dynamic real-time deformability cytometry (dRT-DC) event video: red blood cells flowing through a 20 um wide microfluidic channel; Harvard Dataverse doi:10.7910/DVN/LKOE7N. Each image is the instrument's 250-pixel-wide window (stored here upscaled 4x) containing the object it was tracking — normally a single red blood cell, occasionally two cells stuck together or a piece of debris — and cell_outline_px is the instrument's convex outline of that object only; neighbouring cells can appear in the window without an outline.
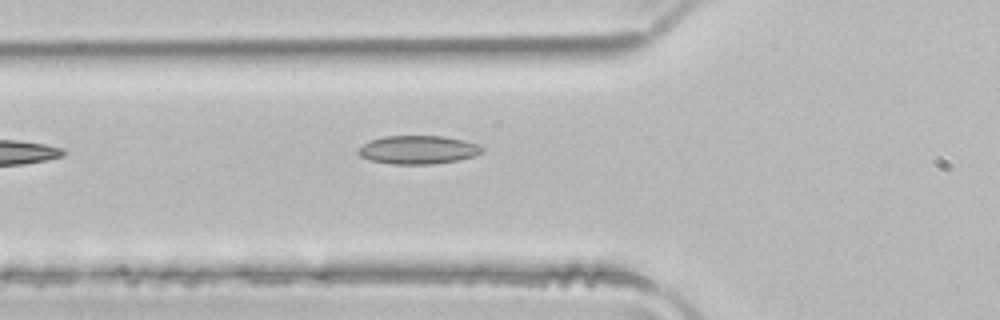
{"species": "common noctule bat (a hibernating species)", "species_latin": "Nyctalus noctula", "temperature_condition": "room temperature", "stored_images_in_passage": 4, "camera_frame_rate_fps": 3000, "um_per_image_px": 0.085, "animal": {"sex": "male", "body_mass_g": 21.5, "forearm_length_mm": 52.0}, "frame": {"image": 1, "passage_image": 4, "time_ms": 1.0, "image_size_px": [1000, 320], "cell_outline_px": [[484, 148], [476, 156], [456, 160], [432, 164], [392, 164], [372, 160], [360, 156], [356, 152], [356, 148], [372, 140], [384, 136], [440, 136], [464, 140], [476, 144]], "centroid_in_image_um": [35.5, 12.73], "position_along_channel_um": 90.3, "area_um2": 20.35}}